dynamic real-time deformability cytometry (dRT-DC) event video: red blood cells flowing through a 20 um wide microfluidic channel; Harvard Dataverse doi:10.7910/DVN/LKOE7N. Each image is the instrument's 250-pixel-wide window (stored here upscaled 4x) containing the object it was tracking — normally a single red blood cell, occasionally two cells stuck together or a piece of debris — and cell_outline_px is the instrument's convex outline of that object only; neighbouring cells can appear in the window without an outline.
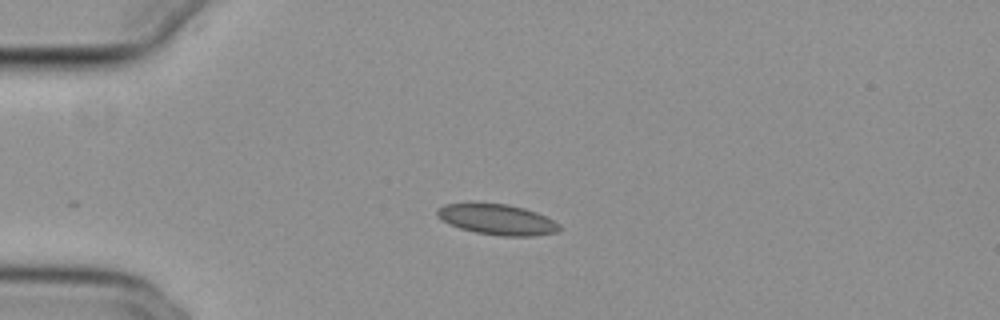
{"species": "common noctule bat (a hibernating species)", "species_latin": "Nyctalus noctula", "temperature_condition": "cold", "stored_images_in_passage": 31, "camera_frame_rate_fps": 3000, "um_per_image_px": 0.085, "animal": {"sex": "female", "body_mass_g": 29.2, "forearm_length_mm": 56.3}, "frame": {"image": 1, "passage_image": 1, "time_ms": 0.0, "image_size_px": [1000, 320], "cell_outline_px": [[560, 228], [556, 232], [532, 236], [500, 236], [476, 232], [460, 228], [436, 216], [436, 208], [444, 204], [472, 200], [476, 200], [508, 204], [524, 208], [536, 212], [560, 224]], "centroid_in_image_um": [42.18, 18.6], "position_along_channel_um": 42.8, "area_um2": 22.37}}
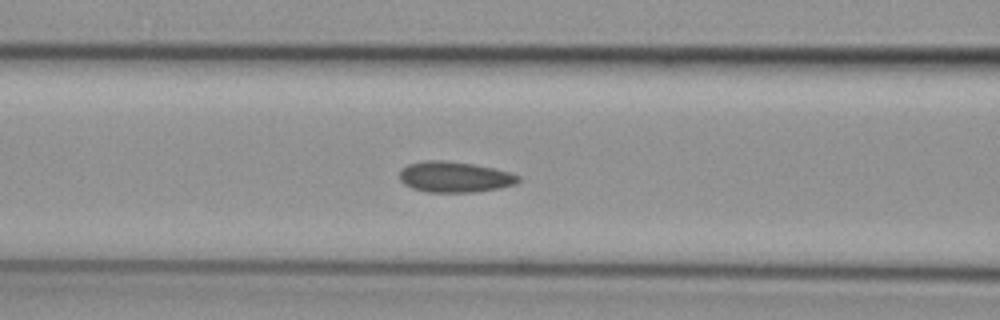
{"frame": {"image": 2, "passage_image": 10, "time_ms": 3.0, "image_size_px": [1000, 320], "cell_outline_px": [[520, 180], [516, 184], [500, 188], [476, 192], [428, 192], [412, 188], [404, 184], [400, 180], [400, 168], [408, 164], [424, 160], [444, 160], [472, 164], [492, 168], [508, 172], [520, 176]], "centroid_in_image_um": [38.62, 15.04], "position_along_channel_um": 128.0, "area_um2": 21.33}}
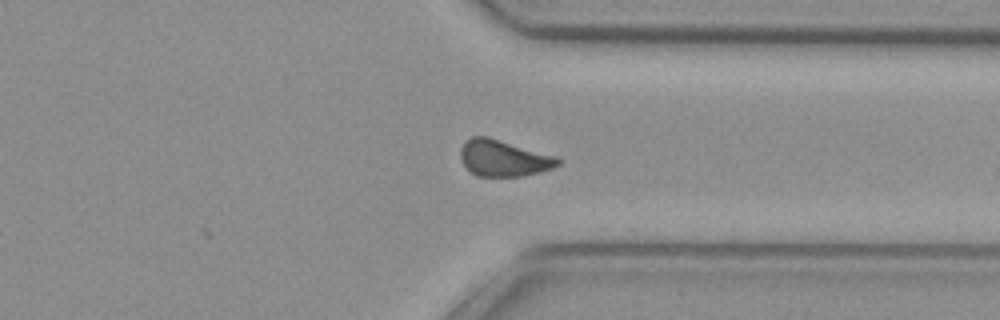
{"frame": {"image": 3, "passage_image": 29, "time_ms": 9.333, "image_size_px": [1000, 320], "cell_outline_px": [[564, 160], [560, 164], [552, 168], [540, 172], [520, 176], [476, 176], [464, 164], [460, 156], [460, 148], [472, 136], [488, 136], [560, 156]], "centroid_in_image_um": [42.89, 13.43], "position_along_channel_um": 368.5, "area_um2": 20.92}, "authors_computed_cell_mechanics": {"area_um2": 20.8658, "velocity_mm_per_s": 3.8082, "shape_relaxation_time_tau1_ms": null, "shape_relaxation_time_tau2_ms": 2.4764, "deformation_change_tau1": null, "deformation_change_tau2": 0.0623}}